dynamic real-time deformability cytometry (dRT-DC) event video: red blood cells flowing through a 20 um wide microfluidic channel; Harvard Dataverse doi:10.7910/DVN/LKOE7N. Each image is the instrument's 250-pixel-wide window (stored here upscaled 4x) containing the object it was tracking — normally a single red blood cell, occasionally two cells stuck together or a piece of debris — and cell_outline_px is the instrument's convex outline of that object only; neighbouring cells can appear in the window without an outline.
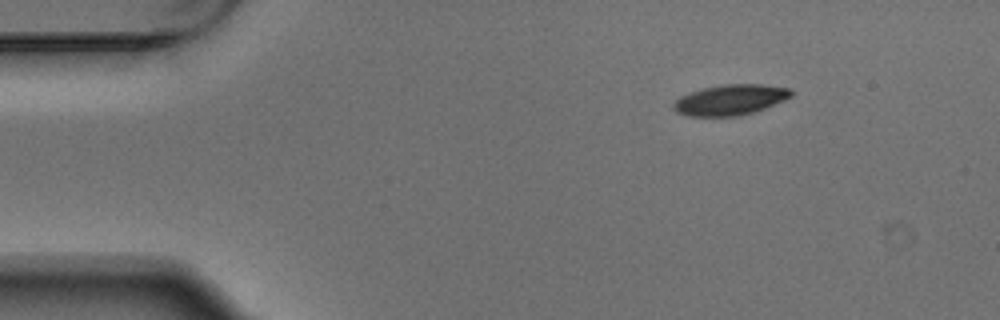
{"species": "Egyptian fruit bat (a non-hibernating species)", "species_latin": "Rousettus aegyptiacus", "temperature_condition": "warm", "stored_images_in_passage": 5, "camera_frame_rate_fps": 3000, "um_per_image_px": 0.085, "animal": {"sex": "male"}, "frame": {"image": 1, "passage_image": 1, "time_ms": 0.0, "image_size_px": [1000, 320], "cell_outline_px": [[796, 92], [792, 96], [784, 100], [764, 108], [752, 112], [736, 116], [688, 116], [676, 112], [672, 108], [672, 104], [680, 96], [700, 88], [724, 84], [760, 84], [792, 88]], "centroid_in_image_um": [62.07, 8.47], "position_along_channel_um": 22.9, "area_um2": 21.1}}
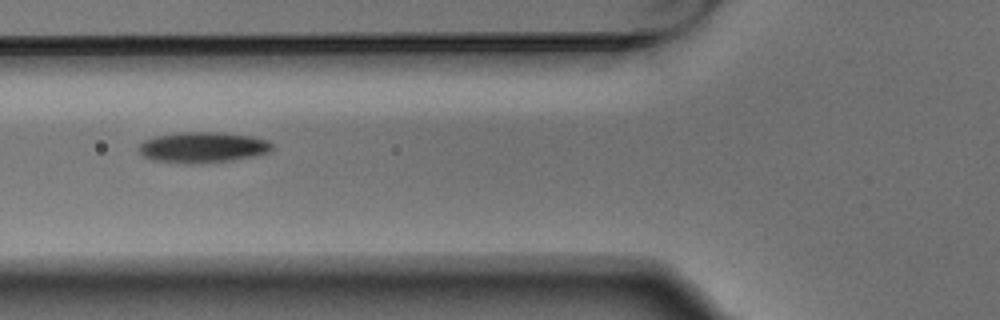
{"frame": {"image": 2, "passage_image": 4, "time_ms": 1.0, "image_size_px": [1000, 320], "cell_outline_px": [[272, 148], [268, 152], [252, 156], [232, 160], [192, 164], [184, 164], [156, 160], [144, 156], [136, 148], [144, 140], [156, 136], [180, 132], [220, 132], [252, 136], [268, 140], [272, 144]], "centroid_in_image_um": [17.22, 12.52], "position_along_channel_um": 108.6, "area_um2": 23.81}}
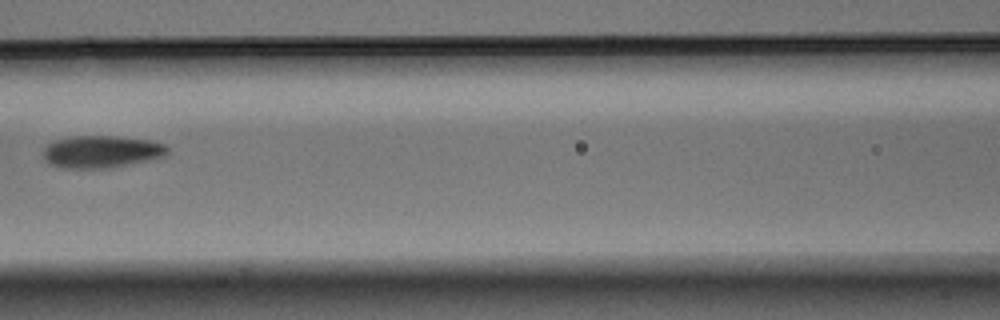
{"frame": {"image": 3, "passage_image": 5, "time_ms": 1.333, "image_size_px": [1000, 320], "cell_outline_px": [[168, 156], [108, 168], [64, 168], [48, 164], [44, 160], [44, 148], [48, 144], [56, 140], [76, 136], [116, 136], [148, 140], [164, 144], [168, 148]], "centroid_in_image_um": [8.63, 12.9], "position_along_channel_um": 158.0, "area_um2": 23.29}}